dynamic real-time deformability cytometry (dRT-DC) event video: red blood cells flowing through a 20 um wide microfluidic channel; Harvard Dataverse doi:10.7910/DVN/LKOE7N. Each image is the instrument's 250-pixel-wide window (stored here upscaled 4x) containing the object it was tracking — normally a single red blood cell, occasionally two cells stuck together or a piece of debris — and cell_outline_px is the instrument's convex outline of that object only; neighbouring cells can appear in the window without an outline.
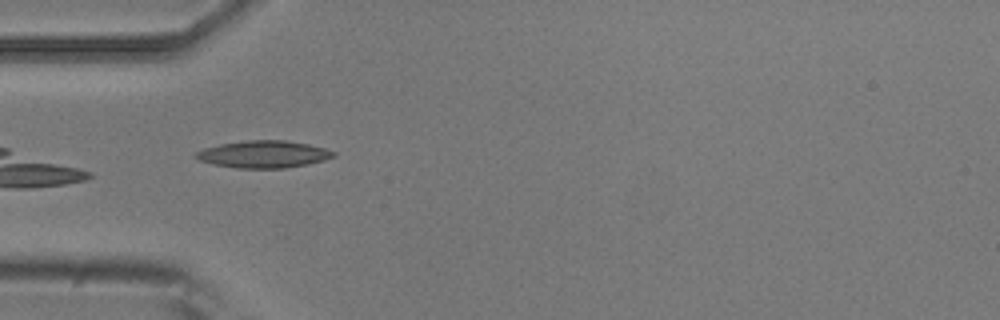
{"species": "common noctule bat (a hibernating species)", "species_latin": "Nyctalus noctula", "temperature_condition": "room temperature", "stored_images_in_passage": 32, "camera_frame_rate_fps": 3000, "um_per_image_px": 0.085, "animal": {"sex": "male", "body_mass_g": 20.5, "forearm_length_mm": 52.5}, "frame": {"image": 1, "passage_image": 1, "time_ms": 0.0, "image_size_px": [1000, 320], "cell_outline_px": [[336, 156], [324, 160], [308, 164], [284, 168], [236, 168], [216, 164], [200, 160], [192, 156], [196, 152], [204, 148], [220, 144], [248, 140], [284, 140], [308, 144], [324, 148], [336, 152]], "centroid_in_image_um": [22.41, 13.11], "position_along_channel_um": 62.6, "area_um2": 21.68}}
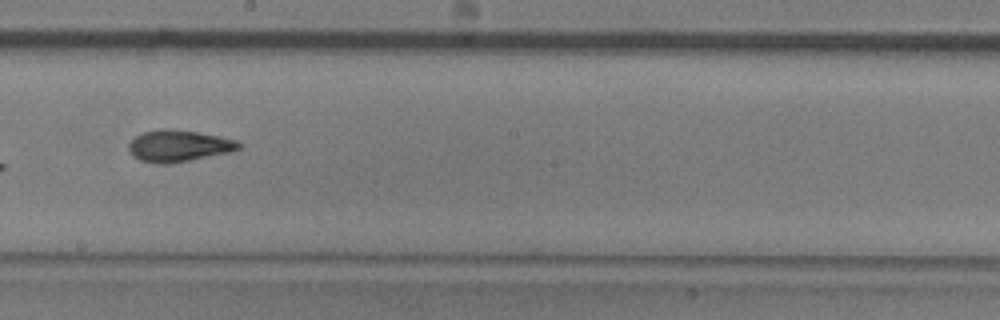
{"frame": {"image": 2, "passage_image": 14, "time_ms": 4.333, "image_size_px": [1000, 320], "cell_outline_px": [[240, 148], [232, 152], [172, 164], [160, 164], [140, 160], [132, 156], [128, 148], [128, 144], [136, 136], [144, 132], [160, 128], [168, 128], [196, 132], [220, 136], [236, 140], [240, 144]], "centroid_in_image_um": [15.18, 12.41], "position_along_channel_um": 233.0, "area_um2": 20.46}}
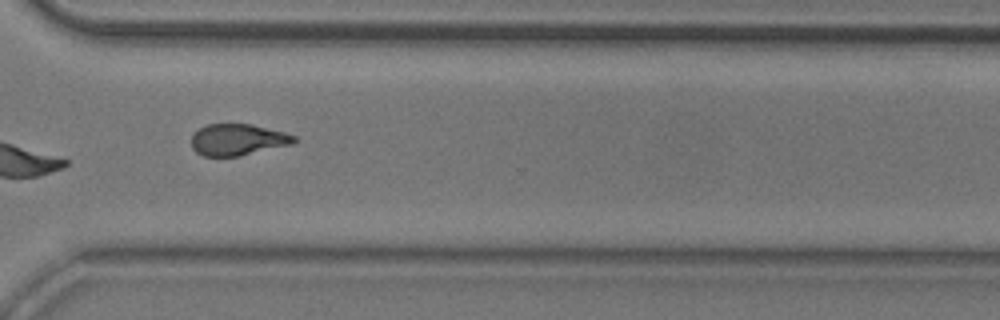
{"frame": {"image": 3, "passage_image": 23, "time_ms": 7.333, "image_size_px": [1000, 320], "cell_outline_px": [[300, 140], [292, 144], [240, 156], [204, 156], [196, 152], [192, 148], [192, 136], [200, 128], [208, 124], [252, 124], [284, 132], [296, 136]], "centroid_in_image_um": [20.25, 11.87], "position_along_channel_um": 350.4, "area_um2": 18.84}, "authors_computed_cell_mechanics": {"area_um2": 19.9988, "velocity_mm_per_s": 3.9254, "shape_relaxation_time_tau1_ms": 5.3426, "shape_relaxation_time_tau2_ms": 2.8992, "deformation_change_tau1": 0.1744, "deformation_change_tau2": 0.1077}}